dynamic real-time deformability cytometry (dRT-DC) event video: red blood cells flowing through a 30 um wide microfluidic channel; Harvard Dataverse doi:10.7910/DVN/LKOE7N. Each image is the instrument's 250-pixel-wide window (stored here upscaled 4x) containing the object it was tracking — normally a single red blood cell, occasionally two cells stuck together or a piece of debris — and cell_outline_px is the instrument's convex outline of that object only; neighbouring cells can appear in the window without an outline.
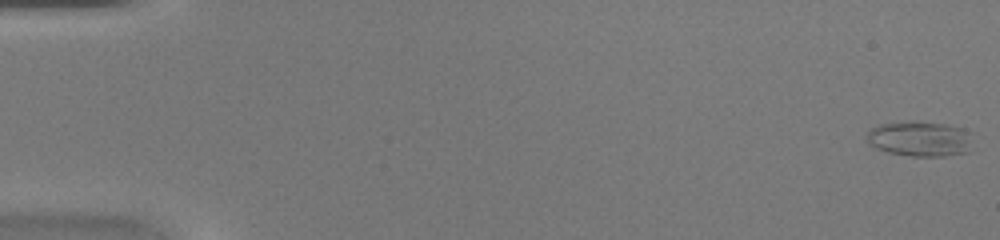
{"species": "common noctule bat (a hibernating species)", "species_latin": "Nyctalus noctula", "temperature_condition": "warm", "stored_images_in_passage": 45, "camera_frame_rate_fps": 3000, "um_per_image_px": 0.085, "animal": {"sex": "female", "body_mass_g": 20.0, "forearm_length_mm": 54.0}, "frame": {"image": 1, "passage_image": 1, "time_ms": 0.0, "image_size_px": [1000, 240], "cell_outline_px": [[972, 132], [968, 152], [944, 156], [912, 156], [888, 152], [876, 148], [868, 144], [864, 136], [872, 128], [880, 124], [912, 120], [916, 120], [944, 124], [964, 128]], "centroid_in_image_um": [78.17, 11.78], "position_along_channel_um": 6.8, "area_um2": 22.08}}
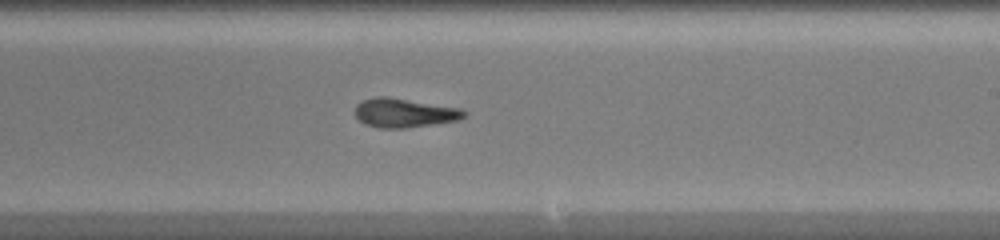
{"frame": {"image": 2, "passage_image": 28, "time_ms": 9.0, "image_size_px": [1000, 240], "cell_outline_px": [[468, 112], [460, 120], [404, 128], [380, 128], [364, 124], [356, 116], [356, 104], [364, 100], [376, 96], [388, 96], [460, 108]], "centroid_in_image_um": [34.37, 9.59], "position_along_channel_um": 254.6, "area_um2": 18.44}}
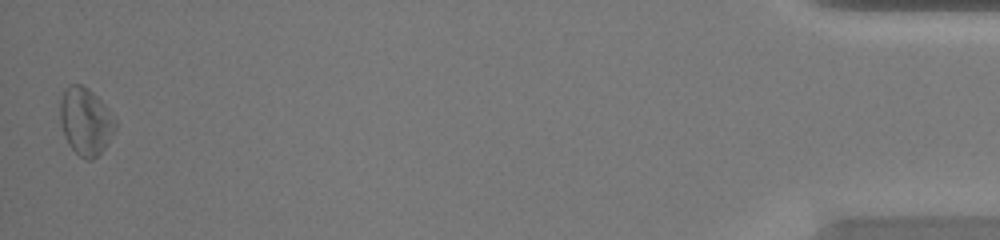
{"frame": {"image": 3, "passage_image": 45, "time_ms": 14.667, "image_size_px": [1000, 240], "cell_outline_px": [[116, 128], [104, 148], [92, 160], [84, 160], [68, 144], [60, 120], [60, 100], [64, 88], [68, 84], [80, 84], [88, 88], [108, 108], [116, 120]], "centroid_in_image_um": [7.27, 10.29], "position_along_channel_um": 427.9, "area_um2": 21.56}}